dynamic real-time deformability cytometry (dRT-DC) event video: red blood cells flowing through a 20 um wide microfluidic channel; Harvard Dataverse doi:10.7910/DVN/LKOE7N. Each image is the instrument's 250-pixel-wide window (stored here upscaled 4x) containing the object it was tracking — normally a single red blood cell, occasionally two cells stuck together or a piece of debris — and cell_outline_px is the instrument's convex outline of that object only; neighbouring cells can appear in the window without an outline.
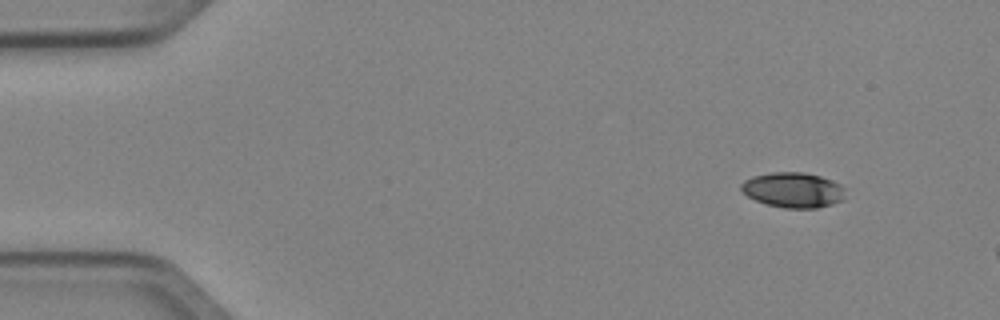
{"species": "Egyptian fruit bat (a non-hibernating species)", "species_latin": "Rousettus aegyptiacus", "temperature_condition": "cold", "stored_images_in_passage": 3, "camera_frame_rate_fps": 3000, "um_per_image_px": 0.085, "animal": {"sex": "female"}, "frame": {"image": 1, "passage_image": 1, "time_ms": 0.0, "image_size_px": [1000, 320], "cell_outline_px": [[844, 200], [832, 204], [816, 208], [784, 208], [768, 204], [756, 200], [748, 196], [740, 188], [740, 184], [744, 180], [752, 176], [772, 172], [804, 172], [820, 176], [832, 180], [840, 184], [844, 188]], "centroid_in_image_um": [67.42, 16.14], "position_along_channel_um": 17.6, "area_um2": 21.39}}